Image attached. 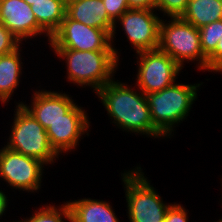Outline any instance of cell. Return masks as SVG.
Instances as JSON below:
<instances>
[{
    "label": "cell",
    "mask_w": 222,
    "mask_h": 222,
    "mask_svg": "<svg viewBox=\"0 0 222 222\" xmlns=\"http://www.w3.org/2000/svg\"><path fill=\"white\" fill-rule=\"evenodd\" d=\"M130 87L113 79L96 92L108 116L112 118V123L135 135L142 134L156 139L165 137L153 125L146 95Z\"/></svg>",
    "instance_id": "obj_1"
},
{
    "label": "cell",
    "mask_w": 222,
    "mask_h": 222,
    "mask_svg": "<svg viewBox=\"0 0 222 222\" xmlns=\"http://www.w3.org/2000/svg\"><path fill=\"white\" fill-rule=\"evenodd\" d=\"M66 62L67 79L81 87H91L97 92L114 79L119 60L114 51H80L52 49Z\"/></svg>",
    "instance_id": "obj_2"
},
{
    "label": "cell",
    "mask_w": 222,
    "mask_h": 222,
    "mask_svg": "<svg viewBox=\"0 0 222 222\" xmlns=\"http://www.w3.org/2000/svg\"><path fill=\"white\" fill-rule=\"evenodd\" d=\"M201 85L173 83L161 91L146 94L153 125L165 137H172L173 127L187 119Z\"/></svg>",
    "instance_id": "obj_3"
},
{
    "label": "cell",
    "mask_w": 222,
    "mask_h": 222,
    "mask_svg": "<svg viewBox=\"0 0 222 222\" xmlns=\"http://www.w3.org/2000/svg\"><path fill=\"white\" fill-rule=\"evenodd\" d=\"M121 176L129 222H164L171 204L163 202V198L144 176L141 167L137 166Z\"/></svg>",
    "instance_id": "obj_4"
},
{
    "label": "cell",
    "mask_w": 222,
    "mask_h": 222,
    "mask_svg": "<svg viewBox=\"0 0 222 222\" xmlns=\"http://www.w3.org/2000/svg\"><path fill=\"white\" fill-rule=\"evenodd\" d=\"M159 49L167 53L178 65L197 61L198 69L207 71V57L202 52L199 30L181 17L160 21Z\"/></svg>",
    "instance_id": "obj_5"
},
{
    "label": "cell",
    "mask_w": 222,
    "mask_h": 222,
    "mask_svg": "<svg viewBox=\"0 0 222 222\" xmlns=\"http://www.w3.org/2000/svg\"><path fill=\"white\" fill-rule=\"evenodd\" d=\"M14 122L5 147L43 163L53 164L59 154L52 148L44 127L23 106L16 105Z\"/></svg>",
    "instance_id": "obj_6"
},
{
    "label": "cell",
    "mask_w": 222,
    "mask_h": 222,
    "mask_svg": "<svg viewBox=\"0 0 222 222\" xmlns=\"http://www.w3.org/2000/svg\"><path fill=\"white\" fill-rule=\"evenodd\" d=\"M49 45L52 49L114 51L118 60L120 56L114 44H111V36L105 30L87 26L67 15L51 36Z\"/></svg>",
    "instance_id": "obj_7"
},
{
    "label": "cell",
    "mask_w": 222,
    "mask_h": 222,
    "mask_svg": "<svg viewBox=\"0 0 222 222\" xmlns=\"http://www.w3.org/2000/svg\"><path fill=\"white\" fill-rule=\"evenodd\" d=\"M136 58L138 72L135 87L145 95L172 85L181 73L182 67L159 48L138 52Z\"/></svg>",
    "instance_id": "obj_8"
},
{
    "label": "cell",
    "mask_w": 222,
    "mask_h": 222,
    "mask_svg": "<svg viewBox=\"0 0 222 222\" xmlns=\"http://www.w3.org/2000/svg\"><path fill=\"white\" fill-rule=\"evenodd\" d=\"M45 163L3 147L0 149V177L14 189L37 192L41 187Z\"/></svg>",
    "instance_id": "obj_9"
},
{
    "label": "cell",
    "mask_w": 222,
    "mask_h": 222,
    "mask_svg": "<svg viewBox=\"0 0 222 222\" xmlns=\"http://www.w3.org/2000/svg\"><path fill=\"white\" fill-rule=\"evenodd\" d=\"M151 9H129L119 17L111 34V44L116 34V24L120 25L126 34L128 41L134 47L136 53L159 48V34L161 17Z\"/></svg>",
    "instance_id": "obj_10"
},
{
    "label": "cell",
    "mask_w": 222,
    "mask_h": 222,
    "mask_svg": "<svg viewBox=\"0 0 222 222\" xmlns=\"http://www.w3.org/2000/svg\"><path fill=\"white\" fill-rule=\"evenodd\" d=\"M88 113L76 103L64 118L51 124L46 132L52 148L60 155L71 152L79 146L82 135H89L90 121Z\"/></svg>",
    "instance_id": "obj_11"
},
{
    "label": "cell",
    "mask_w": 222,
    "mask_h": 222,
    "mask_svg": "<svg viewBox=\"0 0 222 222\" xmlns=\"http://www.w3.org/2000/svg\"><path fill=\"white\" fill-rule=\"evenodd\" d=\"M0 22L21 42L43 34L50 42L51 37L39 26L24 0H0Z\"/></svg>",
    "instance_id": "obj_12"
},
{
    "label": "cell",
    "mask_w": 222,
    "mask_h": 222,
    "mask_svg": "<svg viewBox=\"0 0 222 222\" xmlns=\"http://www.w3.org/2000/svg\"><path fill=\"white\" fill-rule=\"evenodd\" d=\"M33 93L29 106L23 102L16 104L23 105L45 130L57 120L64 118V114L76 104L72 97L65 93L44 89Z\"/></svg>",
    "instance_id": "obj_13"
},
{
    "label": "cell",
    "mask_w": 222,
    "mask_h": 222,
    "mask_svg": "<svg viewBox=\"0 0 222 222\" xmlns=\"http://www.w3.org/2000/svg\"><path fill=\"white\" fill-rule=\"evenodd\" d=\"M66 15L87 26L105 30L110 36L115 22L108 16L102 0H73L66 4Z\"/></svg>",
    "instance_id": "obj_14"
},
{
    "label": "cell",
    "mask_w": 222,
    "mask_h": 222,
    "mask_svg": "<svg viewBox=\"0 0 222 222\" xmlns=\"http://www.w3.org/2000/svg\"><path fill=\"white\" fill-rule=\"evenodd\" d=\"M71 222H120L109 202L90 198L66 201Z\"/></svg>",
    "instance_id": "obj_15"
},
{
    "label": "cell",
    "mask_w": 222,
    "mask_h": 222,
    "mask_svg": "<svg viewBox=\"0 0 222 222\" xmlns=\"http://www.w3.org/2000/svg\"><path fill=\"white\" fill-rule=\"evenodd\" d=\"M19 47L14 52L0 56V101L5 104L9 102L14 90L17 89L22 76L21 49Z\"/></svg>",
    "instance_id": "obj_16"
},
{
    "label": "cell",
    "mask_w": 222,
    "mask_h": 222,
    "mask_svg": "<svg viewBox=\"0 0 222 222\" xmlns=\"http://www.w3.org/2000/svg\"><path fill=\"white\" fill-rule=\"evenodd\" d=\"M181 18L197 29L222 20V0H189Z\"/></svg>",
    "instance_id": "obj_17"
},
{
    "label": "cell",
    "mask_w": 222,
    "mask_h": 222,
    "mask_svg": "<svg viewBox=\"0 0 222 222\" xmlns=\"http://www.w3.org/2000/svg\"><path fill=\"white\" fill-rule=\"evenodd\" d=\"M39 26L51 37L60 27L66 15V4L62 0H45L31 5Z\"/></svg>",
    "instance_id": "obj_18"
},
{
    "label": "cell",
    "mask_w": 222,
    "mask_h": 222,
    "mask_svg": "<svg viewBox=\"0 0 222 222\" xmlns=\"http://www.w3.org/2000/svg\"><path fill=\"white\" fill-rule=\"evenodd\" d=\"M58 207L55 205H44L38 211L36 210L30 218L17 222H64L65 220L71 222V211L68 203L65 202Z\"/></svg>",
    "instance_id": "obj_19"
},
{
    "label": "cell",
    "mask_w": 222,
    "mask_h": 222,
    "mask_svg": "<svg viewBox=\"0 0 222 222\" xmlns=\"http://www.w3.org/2000/svg\"><path fill=\"white\" fill-rule=\"evenodd\" d=\"M199 30L202 52L208 57L217 46L222 35V20L209 23Z\"/></svg>",
    "instance_id": "obj_20"
},
{
    "label": "cell",
    "mask_w": 222,
    "mask_h": 222,
    "mask_svg": "<svg viewBox=\"0 0 222 222\" xmlns=\"http://www.w3.org/2000/svg\"><path fill=\"white\" fill-rule=\"evenodd\" d=\"M189 0H156L155 10L163 12L165 16L181 17L186 11Z\"/></svg>",
    "instance_id": "obj_21"
},
{
    "label": "cell",
    "mask_w": 222,
    "mask_h": 222,
    "mask_svg": "<svg viewBox=\"0 0 222 222\" xmlns=\"http://www.w3.org/2000/svg\"><path fill=\"white\" fill-rule=\"evenodd\" d=\"M22 42L0 22V56L14 52Z\"/></svg>",
    "instance_id": "obj_22"
},
{
    "label": "cell",
    "mask_w": 222,
    "mask_h": 222,
    "mask_svg": "<svg viewBox=\"0 0 222 222\" xmlns=\"http://www.w3.org/2000/svg\"><path fill=\"white\" fill-rule=\"evenodd\" d=\"M108 16L116 22L127 10H129V4L127 0H102Z\"/></svg>",
    "instance_id": "obj_23"
},
{
    "label": "cell",
    "mask_w": 222,
    "mask_h": 222,
    "mask_svg": "<svg viewBox=\"0 0 222 222\" xmlns=\"http://www.w3.org/2000/svg\"><path fill=\"white\" fill-rule=\"evenodd\" d=\"M207 70L222 74V35L216 49L207 57Z\"/></svg>",
    "instance_id": "obj_24"
},
{
    "label": "cell",
    "mask_w": 222,
    "mask_h": 222,
    "mask_svg": "<svg viewBox=\"0 0 222 222\" xmlns=\"http://www.w3.org/2000/svg\"><path fill=\"white\" fill-rule=\"evenodd\" d=\"M164 222H189L187 210L179 203H171L166 212Z\"/></svg>",
    "instance_id": "obj_25"
},
{
    "label": "cell",
    "mask_w": 222,
    "mask_h": 222,
    "mask_svg": "<svg viewBox=\"0 0 222 222\" xmlns=\"http://www.w3.org/2000/svg\"><path fill=\"white\" fill-rule=\"evenodd\" d=\"M130 9L155 10L156 0H127Z\"/></svg>",
    "instance_id": "obj_26"
},
{
    "label": "cell",
    "mask_w": 222,
    "mask_h": 222,
    "mask_svg": "<svg viewBox=\"0 0 222 222\" xmlns=\"http://www.w3.org/2000/svg\"><path fill=\"white\" fill-rule=\"evenodd\" d=\"M7 198V195L2 190H0V217L3 216L7 210L9 201Z\"/></svg>",
    "instance_id": "obj_27"
},
{
    "label": "cell",
    "mask_w": 222,
    "mask_h": 222,
    "mask_svg": "<svg viewBox=\"0 0 222 222\" xmlns=\"http://www.w3.org/2000/svg\"><path fill=\"white\" fill-rule=\"evenodd\" d=\"M28 5H32L34 2H40V1H45V0H24Z\"/></svg>",
    "instance_id": "obj_28"
},
{
    "label": "cell",
    "mask_w": 222,
    "mask_h": 222,
    "mask_svg": "<svg viewBox=\"0 0 222 222\" xmlns=\"http://www.w3.org/2000/svg\"><path fill=\"white\" fill-rule=\"evenodd\" d=\"M65 4L69 3L70 1H73V0H62Z\"/></svg>",
    "instance_id": "obj_29"
}]
</instances>
